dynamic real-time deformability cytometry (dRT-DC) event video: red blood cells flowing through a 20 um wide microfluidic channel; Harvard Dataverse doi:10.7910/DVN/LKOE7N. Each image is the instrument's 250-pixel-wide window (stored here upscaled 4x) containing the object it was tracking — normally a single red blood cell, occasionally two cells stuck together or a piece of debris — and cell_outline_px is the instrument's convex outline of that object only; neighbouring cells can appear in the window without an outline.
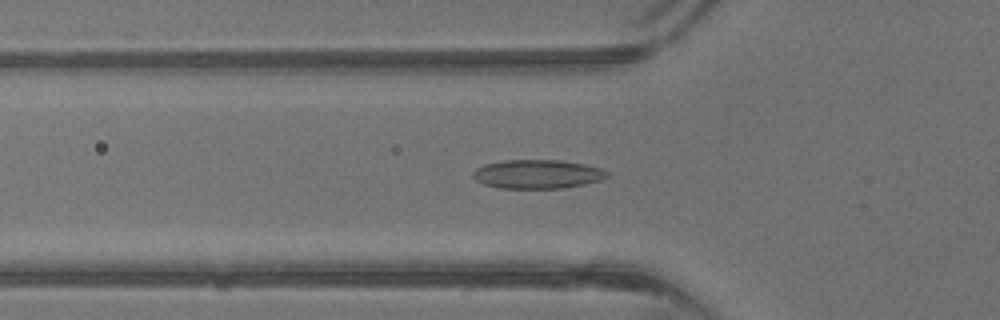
{"species": "common noctule bat (a hibernating species)", "species_latin": "Nyctalus noctula", "temperature_condition": "warm", "stored_images_in_passage": 41, "camera_frame_rate_fps": 3000, "um_per_image_px": 0.085, "animal": {"sex": "male", "body_mass_g": 13.3}, "frame": {"image": 1, "passage_image": 14, "time_ms": 4.333, "image_size_px": [1000, 320], "cell_outline_px": [[608, 176], [600, 180], [584, 184], [564, 188], [500, 188], [484, 184], [476, 180], [472, 176], [472, 172], [476, 168], [484, 164], [504, 160], [560, 160], [584, 164], [600, 168], [608, 172]], "centroid_in_image_um": [45.66, 14.8], "position_along_channel_um": 80.1, "area_um2": 22.54}}
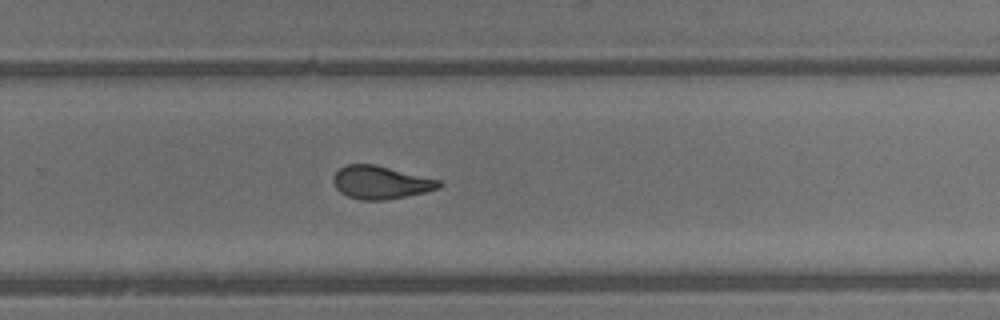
{"frame": {"image": 2, "passage_image": 27, "time_ms": 8.667, "image_size_px": [1000, 320], "cell_outline_px": [[444, 184], [440, 188], [424, 192], [384, 200], [360, 200], [348, 196], [340, 192], [336, 188], [332, 180], [332, 176], [340, 168], [348, 164], [376, 164], [440, 180]], "centroid_in_image_um": [32.35, 15.5], "position_along_channel_um": 297.4, "area_um2": 20.35}}
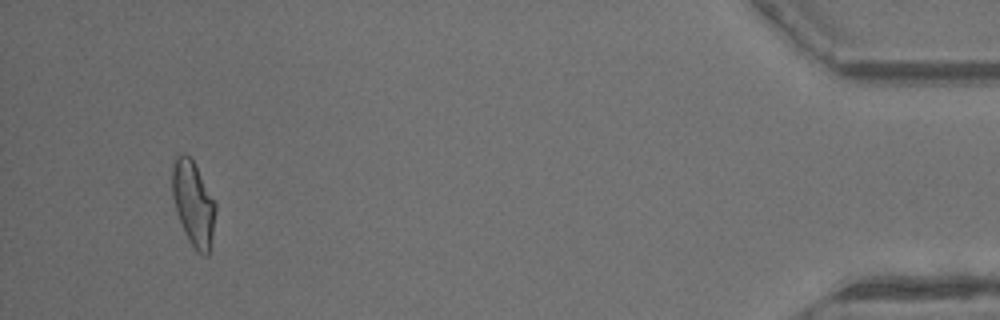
{"frame": {"image": 3, "passage_image": 39, "time_ms": 12.667, "image_size_px": [1000, 320], "cell_outline_px": [[216, 208], [208, 256], [204, 256], [196, 252], [188, 240], [180, 220], [172, 196], [172, 164], [176, 156], [184, 152], [192, 160], [216, 204]], "centroid_in_image_um": [16.41, 17.3], "position_along_channel_um": 418.8, "area_um2": 20.92}}